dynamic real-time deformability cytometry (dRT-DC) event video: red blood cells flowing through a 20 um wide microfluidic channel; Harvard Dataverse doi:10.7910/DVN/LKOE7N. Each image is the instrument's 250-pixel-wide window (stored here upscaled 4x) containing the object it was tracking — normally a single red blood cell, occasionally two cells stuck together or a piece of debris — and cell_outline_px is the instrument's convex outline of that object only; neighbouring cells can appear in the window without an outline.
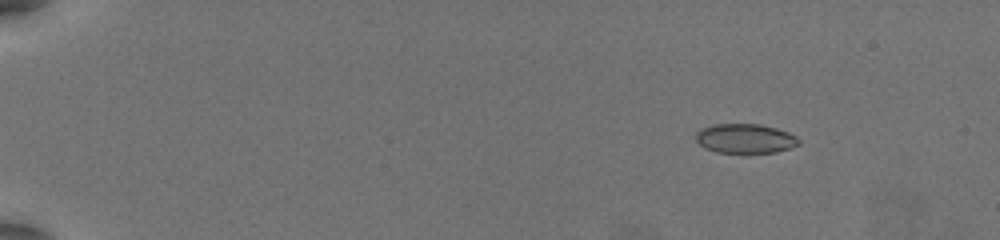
{"species": "common noctule bat (a hibernating species)", "species_latin": "Nyctalus noctula", "temperature_condition": "warm", "stored_images_in_passage": 51, "camera_frame_rate_fps": 3000, "um_per_image_px": 0.085, "animal": {"sex": "female", "body_mass_g": 19.5, "forearm_length_mm": 54.1}, "frame": {"image": 1, "passage_image": 2, "time_ms": 0.333, "image_size_px": [1000, 240], "cell_outline_px": [[800, 144], [792, 148], [776, 152], [716, 152], [704, 148], [696, 140], [696, 132], [700, 128], [712, 124], [760, 124], [776, 128], [788, 132], [796, 136], [800, 140]], "centroid_in_image_um": [63.34, 11.76], "position_along_channel_um": 21.7, "area_um2": 17.74}}
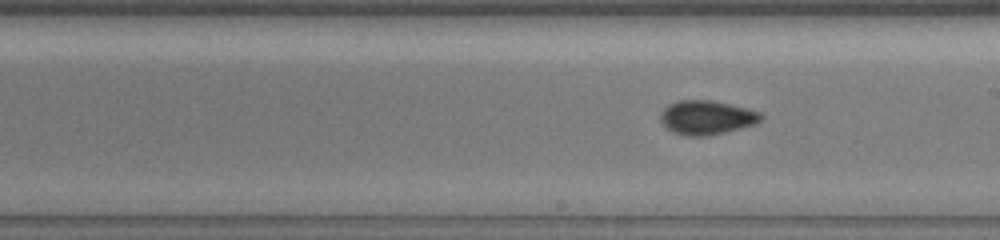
{"frame": {"image": 2, "passage_image": 29, "time_ms": 9.333, "image_size_px": [1000, 240], "cell_outline_px": [[764, 116], [756, 124], [708, 136], [688, 136], [672, 132], [660, 120], [660, 116], [664, 108], [668, 104], [676, 100], [712, 100], [760, 112]], "centroid_in_image_um": [60.05, 9.98], "position_along_channel_um": 229.0, "area_um2": 19.83}}
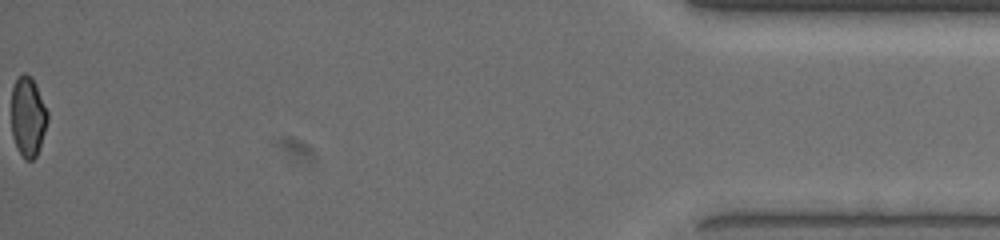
{"frame": {"image": 3, "passage_image": 51, "time_ms": 16.667, "image_size_px": [1000, 240], "cell_outline_px": [[48, 120], [36, 156], [32, 160], [24, 160], [12, 136], [12, 88], [16, 80], [24, 72], [32, 76], [48, 112]], "centroid_in_image_um": [2.37, 9.9], "position_along_channel_um": 432.8, "area_um2": 16.65}, "authors_computed_cell_mechanics": {"area_um2": 18.3226, "velocity_mm_per_s": 3.8967, "shape_relaxation_time_tau1_ms": null, "shape_relaxation_time_tau2_ms": 1.3893, "deformation_change_tau1": null, "deformation_change_tau2": 0.067}}